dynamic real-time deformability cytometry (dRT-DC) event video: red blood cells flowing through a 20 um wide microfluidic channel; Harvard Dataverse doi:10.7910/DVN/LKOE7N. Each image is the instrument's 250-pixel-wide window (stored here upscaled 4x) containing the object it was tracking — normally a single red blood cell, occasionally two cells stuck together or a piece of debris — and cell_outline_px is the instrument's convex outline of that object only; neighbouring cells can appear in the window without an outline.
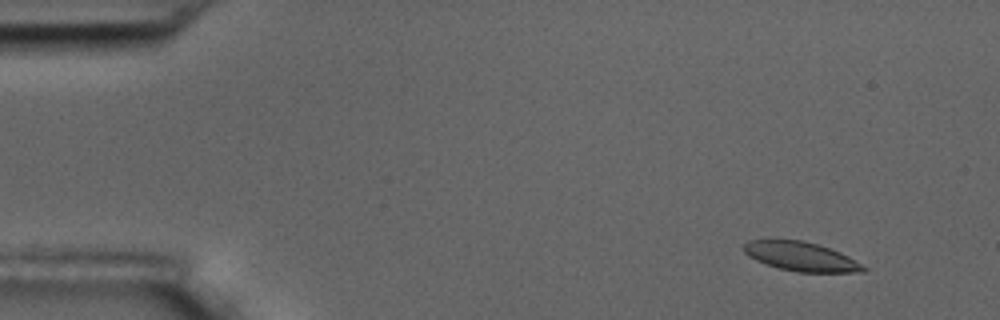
{"species": "common noctule bat (a hibernating species)", "species_latin": "Nyctalus noctula", "temperature_condition": "room temperature", "stored_images_in_passage": 5, "camera_frame_rate_fps": 3000, "um_per_image_px": 0.085, "animal": {"sex": "male", "body_mass_g": 17.5, "forearm_length_mm": 52.3}, "frame": {"image": 1, "passage_image": 1, "time_ms": 0.0, "image_size_px": [1000, 320], "cell_outline_px": [[868, 268], [864, 272], [796, 272], [780, 268], [756, 260], [748, 256], [744, 252], [744, 244], [748, 240], [768, 236], [800, 240], [816, 244], [840, 252], [848, 256]], "centroid_in_image_um": [68.0, 21.75], "position_along_channel_um": 17.0, "area_um2": 20.75}}
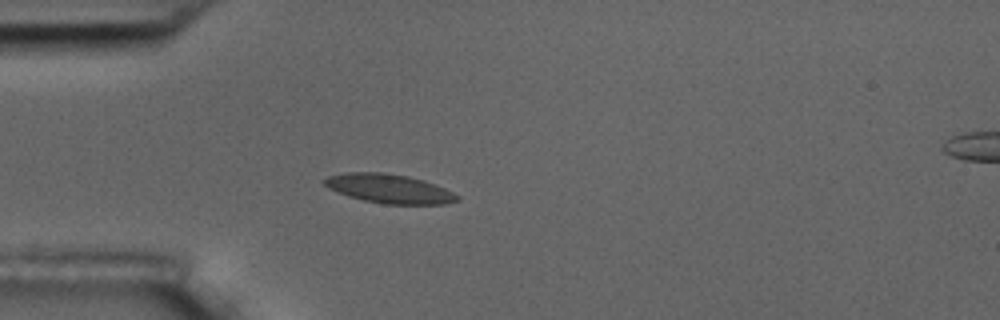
{"frame": {"image": 2, "passage_image": 4, "time_ms": 3.667, "image_size_px": [1000, 320], "cell_outline_px": [[460, 200], [444, 204], [384, 204], [364, 200], [348, 196], [328, 188], [320, 180], [328, 176], [344, 172], [380, 172], [408, 176], [424, 180], [444, 188], [460, 196]], "centroid_in_image_um": [33.05, 16.03], "position_along_channel_um": 51.9, "area_um2": 22.54}}